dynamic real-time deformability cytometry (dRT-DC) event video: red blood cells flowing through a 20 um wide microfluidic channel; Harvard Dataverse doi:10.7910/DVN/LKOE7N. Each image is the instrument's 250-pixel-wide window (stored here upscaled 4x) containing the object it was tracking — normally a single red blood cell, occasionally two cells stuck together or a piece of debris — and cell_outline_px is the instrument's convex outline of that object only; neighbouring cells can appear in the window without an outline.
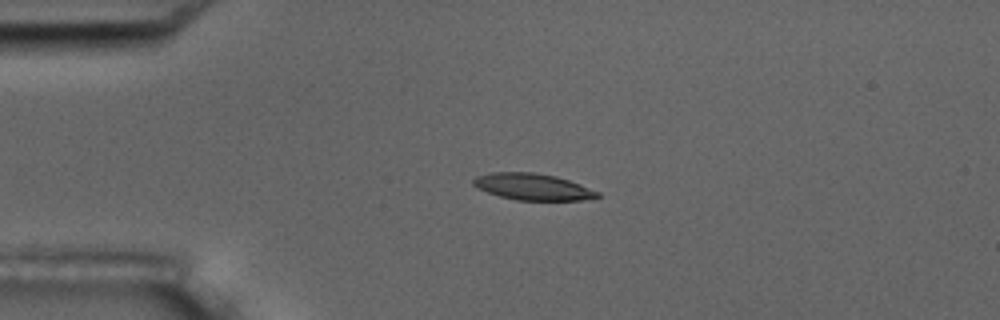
{"species": "common noctule bat (a hibernating species)", "species_latin": "Nyctalus noctula", "temperature_condition": "room temperature", "stored_images_in_passage": 5, "camera_frame_rate_fps": 3000, "um_per_image_px": 0.085, "animal": {"sex": "male", "body_mass_g": 17.5, "forearm_length_mm": 52.3}, "frame": {"image": 1, "passage_image": 3, "time_ms": 2.333, "image_size_px": [1000, 320], "cell_outline_px": [[600, 196], [580, 200], [516, 200], [500, 196], [476, 188], [472, 184], [472, 180], [476, 176], [492, 172], [532, 172], [556, 176], [580, 184], [600, 192]], "centroid_in_image_um": [45.25, 15.87], "position_along_channel_um": 39.7, "area_um2": 19.13}}